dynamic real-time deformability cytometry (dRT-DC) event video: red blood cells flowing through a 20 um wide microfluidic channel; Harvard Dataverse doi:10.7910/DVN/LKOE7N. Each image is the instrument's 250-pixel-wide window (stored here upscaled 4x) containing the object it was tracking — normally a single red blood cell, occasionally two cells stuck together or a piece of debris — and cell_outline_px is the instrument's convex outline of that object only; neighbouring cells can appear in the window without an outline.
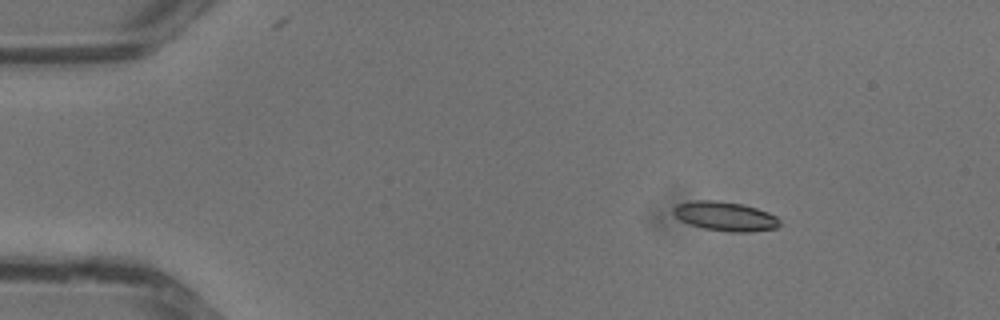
{"species": "common noctule bat (a hibernating species)", "species_latin": "Nyctalus noctula", "temperature_condition": "warm", "stored_images_in_passage": 33, "camera_frame_rate_fps": 3000, "um_per_image_px": 0.085, "animal": {"sex": "male", "body_mass_g": 13.3}, "frame": {"image": 1, "passage_image": 1, "time_ms": 0.0, "image_size_px": [1000, 320], "cell_outline_px": [[780, 224], [776, 228], [748, 232], [728, 232], [704, 228], [688, 224], [680, 220], [672, 212], [672, 208], [676, 204], [692, 200], [716, 200], [740, 204], [756, 208], [768, 212], [776, 216], [780, 220]], "centroid_in_image_um": [61.6, 18.38], "position_along_channel_um": 23.4, "area_um2": 18.21}}
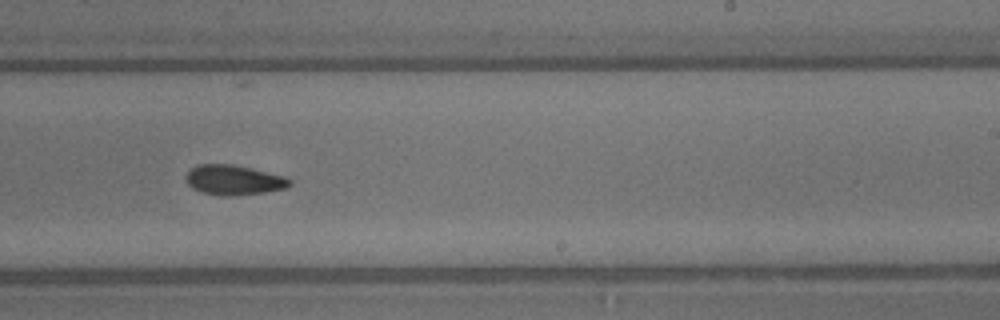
{"frame": {"image": 2, "passage_image": 19, "time_ms": 6.0, "image_size_px": [1000, 320], "cell_outline_px": [[292, 184], [284, 188], [264, 192], [220, 196], [204, 192], [192, 188], [188, 184], [188, 172], [196, 164], [232, 164], [284, 176], [292, 180]], "centroid_in_image_um": [19.88, 15.29], "position_along_channel_um": 269.1, "area_um2": 17.63}}
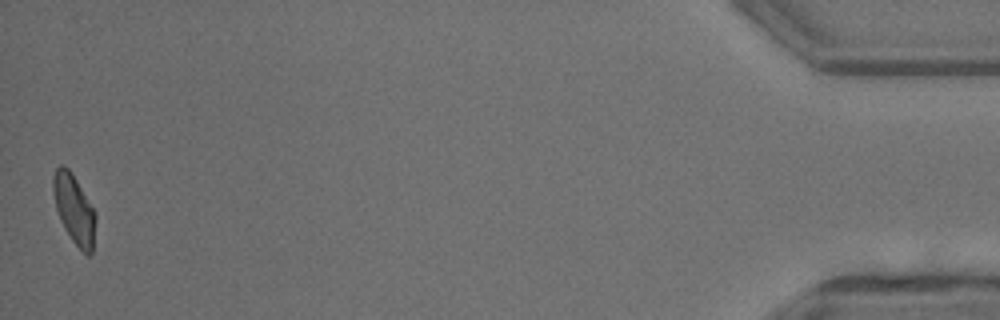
{"frame": {"image": 3, "passage_image": 33, "time_ms": 10.667, "image_size_px": [1000, 320], "cell_outline_px": [[96, 220], [92, 252], [88, 256], [72, 240], [64, 228], [60, 220], [56, 208], [52, 192], [52, 176], [56, 168], [60, 164], [64, 164], [68, 168], [76, 180], [96, 212]], "centroid_in_image_um": [6.29, 17.75], "position_along_channel_um": 428.9, "area_um2": 17.11}}